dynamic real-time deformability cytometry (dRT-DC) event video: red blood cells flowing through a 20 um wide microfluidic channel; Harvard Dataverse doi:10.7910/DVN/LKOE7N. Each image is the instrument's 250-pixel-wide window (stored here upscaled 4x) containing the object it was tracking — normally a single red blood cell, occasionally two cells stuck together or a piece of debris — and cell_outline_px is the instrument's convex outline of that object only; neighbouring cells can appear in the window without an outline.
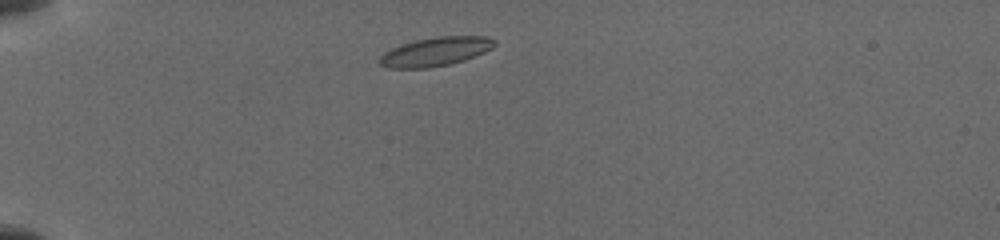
{"species": "common noctule bat (a hibernating species)", "species_latin": "Nyctalus noctula", "temperature_condition": "cold", "stored_images_in_passage": 3, "camera_frame_rate_fps": 3000, "um_per_image_px": 0.085, "animal": {"sex": "female", "body_mass_g": 19.5, "forearm_length_mm": 54.1}, "frame": {"image": 1, "passage_image": 1, "time_ms": 0.0, "image_size_px": [1000, 240], "cell_outline_px": [[496, 44], [492, 48], [484, 52], [464, 60], [448, 64], [428, 68], [388, 68], [380, 64], [376, 60], [384, 52], [392, 48], [416, 40], [436, 36], [484, 36], [496, 40]], "centroid_in_image_um": [37.0, 4.39], "position_along_channel_um": 48.0, "area_um2": 19.25}}
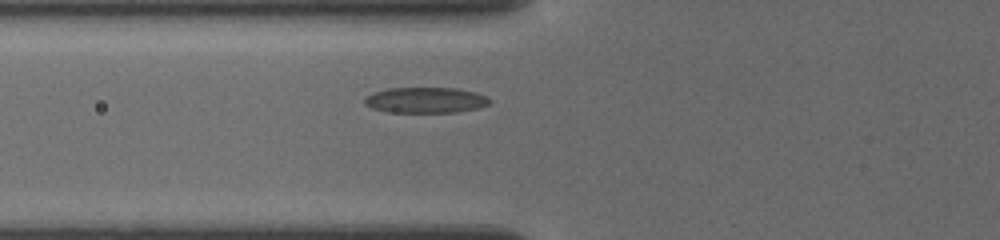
{"frame": {"image": 2, "passage_image": 3, "time_ms": 2.0, "image_size_px": [1000, 240], "cell_outline_px": [[492, 100], [488, 104], [476, 108], [456, 112], [388, 112], [372, 108], [364, 104], [364, 100], [368, 96], [376, 92], [388, 88], [456, 88], [476, 92], [488, 96]], "centroid_in_image_um": [36.21, 8.51], "position_along_channel_um": 89.6, "area_um2": 18.61}}